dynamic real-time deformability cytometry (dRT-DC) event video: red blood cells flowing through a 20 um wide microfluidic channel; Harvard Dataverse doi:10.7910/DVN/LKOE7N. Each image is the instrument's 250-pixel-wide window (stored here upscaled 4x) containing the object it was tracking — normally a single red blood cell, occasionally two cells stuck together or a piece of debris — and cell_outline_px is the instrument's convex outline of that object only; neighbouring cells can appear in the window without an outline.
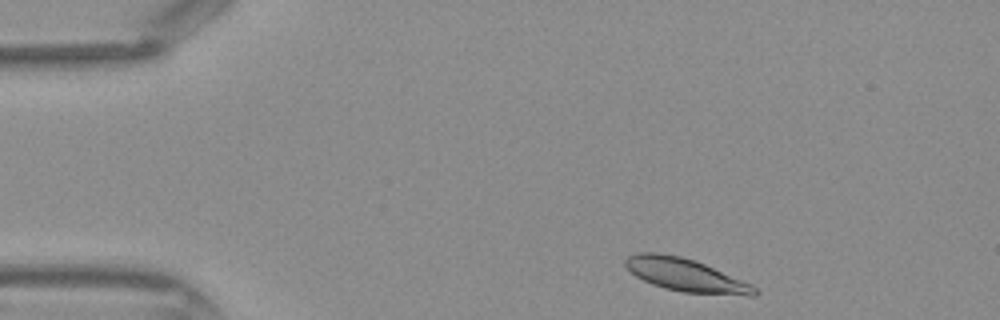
{"species": "Egyptian fruit bat (a non-hibernating species)", "species_latin": "Rousettus aegyptiacus", "temperature_condition": "warm", "stored_images_in_passage": 34, "camera_frame_rate_fps": 3000, "um_per_image_px": 0.085, "frame": {"image": 1, "passage_image": 2, "time_ms": 0.333, "image_size_px": [1000, 320], "cell_outline_px": [[760, 292], [756, 296], [748, 296], [684, 292], [664, 288], [652, 284], [636, 276], [624, 264], [624, 260], [628, 256], [636, 252], [660, 252], [680, 256], [696, 260], [752, 284]], "centroid_in_image_um": [58.31, 23.37], "position_along_channel_um": 26.7, "area_um2": 24.97}}
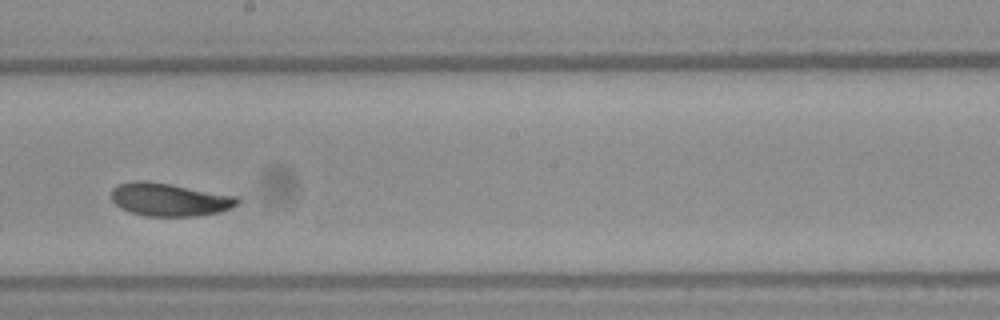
{"frame": {"image": 2, "passage_image": 20, "time_ms": 6.333, "image_size_px": [1000, 320], "cell_outline_px": [[240, 204], [232, 208], [220, 212], [196, 216], [144, 216], [128, 212], [120, 208], [112, 200], [112, 188], [116, 184], [136, 180], [144, 180], [168, 184], [236, 196], [240, 200]], "centroid_in_image_um": [14.38, 16.97], "position_along_channel_um": 233.8, "area_um2": 24.33}}
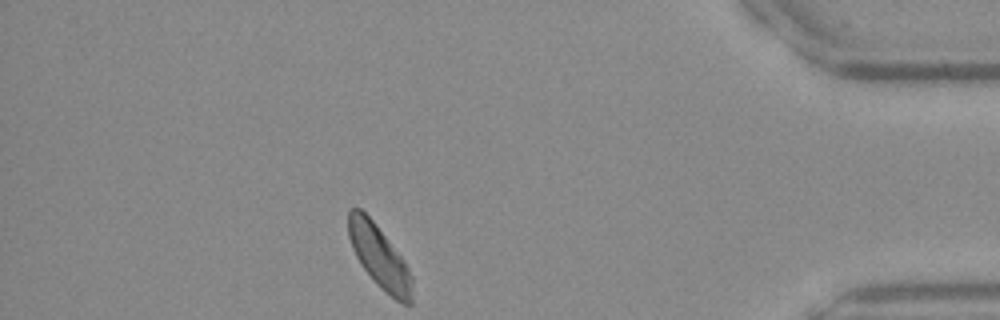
{"frame": {"image": 3, "passage_image": 34, "time_ms": 11.0, "image_size_px": [1000, 320], "cell_outline_px": [[412, 304], [404, 304], [396, 300], [380, 288], [376, 284], [360, 264], [352, 248], [348, 236], [348, 212], [352, 208], [360, 208], [376, 224], [404, 260], [412, 276]], "centroid_in_image_um": [32.24, 21.84], "position_along_channel_um": 403.0, "area_um2": 23.24}}